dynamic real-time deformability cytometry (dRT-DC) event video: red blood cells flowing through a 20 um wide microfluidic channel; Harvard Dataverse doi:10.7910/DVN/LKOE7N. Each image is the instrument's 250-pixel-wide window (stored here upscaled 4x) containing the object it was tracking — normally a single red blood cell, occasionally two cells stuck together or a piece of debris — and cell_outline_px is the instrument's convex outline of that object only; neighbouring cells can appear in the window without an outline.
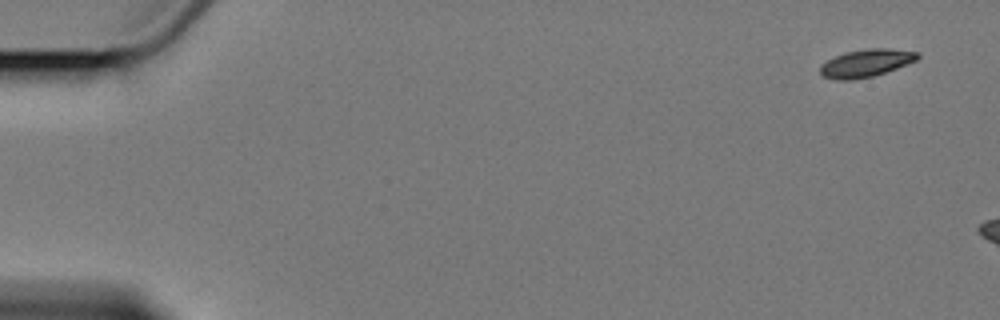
{"species": "Egyptian fruit bat (a non-hibernating species)", "species_latin": "Rousettus aegyptiacus", "temperature_condition": "cold", "stored_images_in_passage": 5, "camera_frame_rate_fps": 3000, "um_per_image_px": 0.085, "animal": {"sex": "female"}, "frame": {"image": 1, "passage_image": 1, "time_ms": 0.0, "image_size_px": [1000, 320], "cell_outline_px": [[920, 56], [916, 60], [896, 68], [872, 76], [848, 80], [836, 80], [824, 76], [820, 72], [820, 64], [844, 52], [868, 48], [888, 48], [920, 52]], "centroid_in_image_um": [73.61, 5.34], "position_along_channel_um": 11.4, "area_um2": 15.55}}